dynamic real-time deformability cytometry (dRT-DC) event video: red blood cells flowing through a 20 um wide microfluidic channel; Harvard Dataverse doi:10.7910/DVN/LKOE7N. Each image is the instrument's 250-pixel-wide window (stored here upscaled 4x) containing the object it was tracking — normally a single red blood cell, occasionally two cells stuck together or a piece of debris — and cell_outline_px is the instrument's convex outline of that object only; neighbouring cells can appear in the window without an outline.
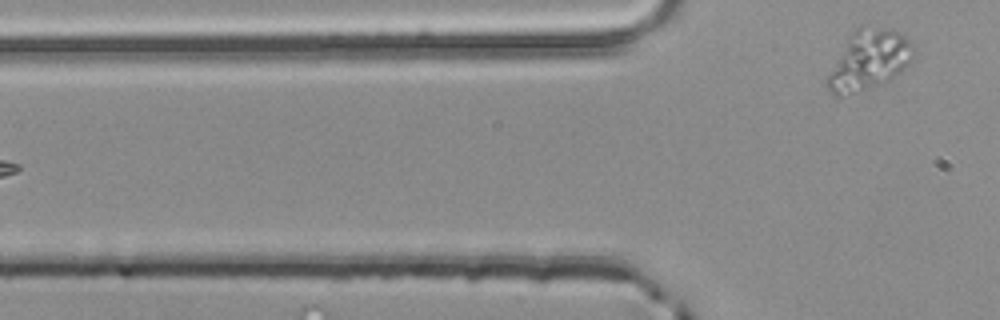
{"species": "common noctule bat (a hibernating species)", "species_latin": "Nyctalus noctula", "temperature_condition": "room temperature", "stored_images_in_passage": 4, "camera_frame_rate_fps": 3000, "um_per_image_px": 0.085, "animal": {"sex": "male", "body_mass_g": 20.4}, "frame": {"image": 1, "passage_image": 4, "time_ms": 1.0, "image_size_px": [1000, 320], "cell_outline_px": [[920, 52], [900, 72], [888, 80], [880, 84], [840, 96], [832, 96], [824, 84], [824, 80], [848, 36], [860, 24], [892, 28], [900, 32]], "centroid_in_image_um": [73.86, 5.06], "position_along_channel_um": 51.9, "area_um2": 30.58}}